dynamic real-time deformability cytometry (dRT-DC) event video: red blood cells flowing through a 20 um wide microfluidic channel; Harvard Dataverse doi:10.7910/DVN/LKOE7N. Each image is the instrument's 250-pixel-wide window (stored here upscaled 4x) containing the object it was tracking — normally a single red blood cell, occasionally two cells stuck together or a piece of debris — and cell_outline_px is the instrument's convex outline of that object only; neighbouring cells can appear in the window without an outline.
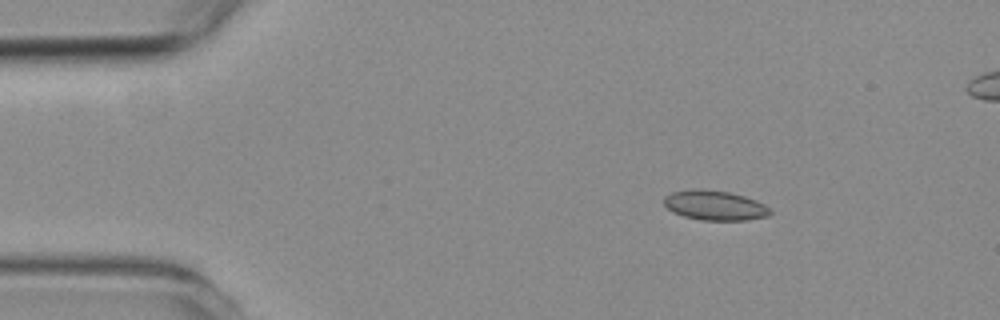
{"species": "common noctule bat (a hibernating species)", "species_latin": "Nyctalus noctula", "temperature_condition": "room temperature", "stored_images_in_passage": 4, "segment_of_instrument_passage": [2, 2], "camera_frame_rate_fps": 3000, "um_per_image_px": 0.085, "animal": {"sex": "female", "body_mass_g": 19.3, "forearm_length_mm": 54.1}, "frame": {"image": 1, "passage_image": 4, "time_ms": 7.0, "image_size_px": [1000, 320], "cell_outline_px": [[772, 212], [768, 216], [748, 220], [700, 220], [684, 216], [672, 212], [664, 204], [664, 196], [672, 192], [728, 192], [744, 196], [756, 200], [764, 204]], "centroid_in_image_um": [60.81, 17.52], "position_along_channel_um": 24.2, "area_um2": 17.57}}